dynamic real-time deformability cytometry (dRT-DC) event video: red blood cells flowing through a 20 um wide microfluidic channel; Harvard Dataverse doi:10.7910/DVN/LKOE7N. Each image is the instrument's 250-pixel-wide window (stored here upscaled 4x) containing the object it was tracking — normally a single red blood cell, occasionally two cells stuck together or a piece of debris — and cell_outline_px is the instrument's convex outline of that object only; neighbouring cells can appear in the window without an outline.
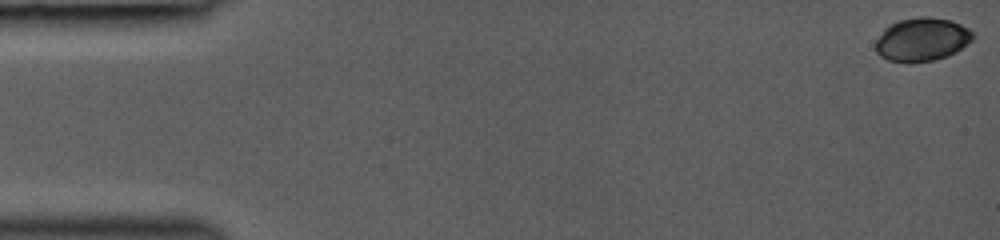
{"species": "common noctule bat (a hibernating species)", "species_latin": "Nyctalus noctula", "temperature_condition": "room temperature", "stored_images_in_passage": 40, "camera_frame_rate_fps": 3000, "um_per_image_px": 0.085, "animal": {"sex": "female", "body_mass_g": 19.0, "forearm_length_mm": 53.3}, "frame": {"image": 1, "passage_image": 1, "time_ms": 0.0, "image_size_px": [1000, 240], "cell_outline_px": [[976, 36], [968, 44], [956, 52], [948, 56], [932, 60], [888, 60], [880, 56], [876, 52], [876, 40], [884, 28], [888, 24], [896, 20], [920, 16], [928, 16], [952, 20], [968, 28]], "centroid_in_image_um": [78.39, 3.3], "position_along_channel_um": 6.6, "area_um2": 24.51}}
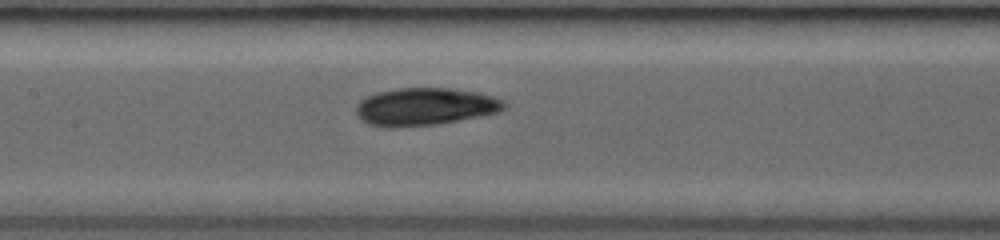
{"frame": {"image": 2, "passage_image": 25, "time_ms": 7.333, "image_size_px": [1000, 240], "cell_outline_px": [[504, 108], [500, 112], [480, 116], [436, 124], [392, 128], [384, 128], [368, 124], [360, 120], [356, 116], [356, 104], [360, 100], [376, 92], [396, 88], [448, 88], [480, 92], [504, 100]], "centroid_in_image_um": [36.07, 9.07], "position_along_channel_um": 171.3, "area_um2": 32.71}}
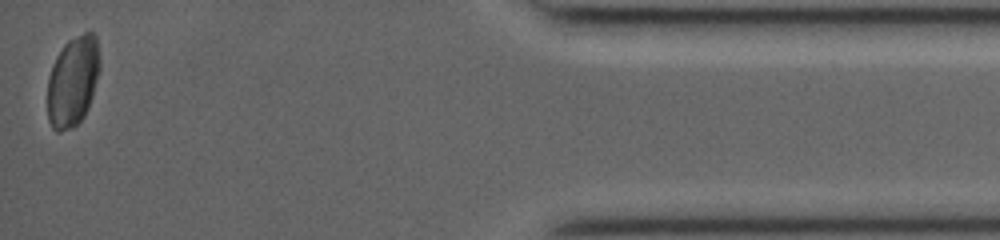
{"frame": {"image": 3, "passage_image": 40, "time_ms": 14.667, "image_size_px": [1000, 240], "cell_outline_px": [[100, 68], [92, 96], [88, 108], [84, 116], [72, 128], [60, 132], [56, 132], [52, 128], [48, 120], [48, 76], [52, 64], [56, 56], [64, 44], [68, 40], [84, 32], [92, 32], [96, 36], [100, 60]], "centroid_in_image_um": [6.18, 6.9], "position_along_channel_um": 429.0, "area_um2": 27.69}}